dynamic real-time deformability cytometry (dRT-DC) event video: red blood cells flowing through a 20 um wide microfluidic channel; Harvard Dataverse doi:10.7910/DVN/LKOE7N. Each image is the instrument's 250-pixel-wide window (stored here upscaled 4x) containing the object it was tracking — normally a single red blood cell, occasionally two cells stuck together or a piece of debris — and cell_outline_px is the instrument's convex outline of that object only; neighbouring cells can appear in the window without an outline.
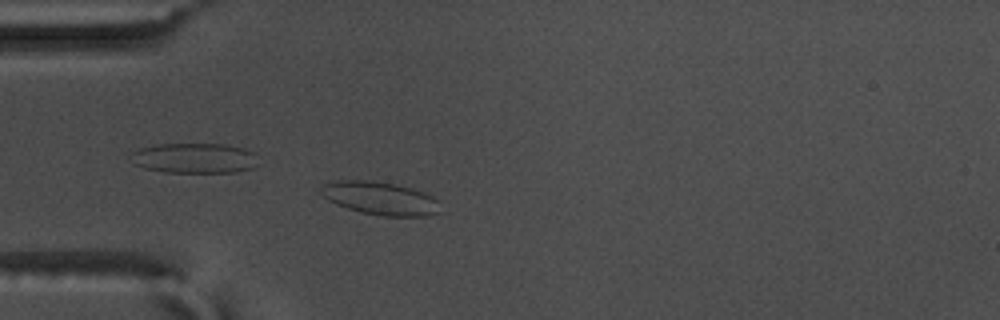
{"species": "common noctule bat (a hibernating species)", "species_latin": "Nyctalus noctula", "temperature_condition": "warm", "stored_images_in_passage": 51, "camera_frame_rate_fps": 3000, "um_per_image_px": 0.085, "animal": {"sex": "male", "body_mass_g": 17.5, "forearm_length_mm": 52.3}, "frame": {"image": 1, "passage_image": 11, "time_ms": 3.333, "image_size_px": [1000, 320], "cell_outline_px": [[440, 212], [428, 216], [380, 216], [360, 212], [336, 204], [328, 200], [320, 192], [324, 184], [336, 180], [372, 180], [396, 184], [412, 188], [432, 196], [436, 200]], "centroid_in_image_um": [32.3, 16.85], "position_along_channel_um": 52.7, "area_um2": 22.95}}
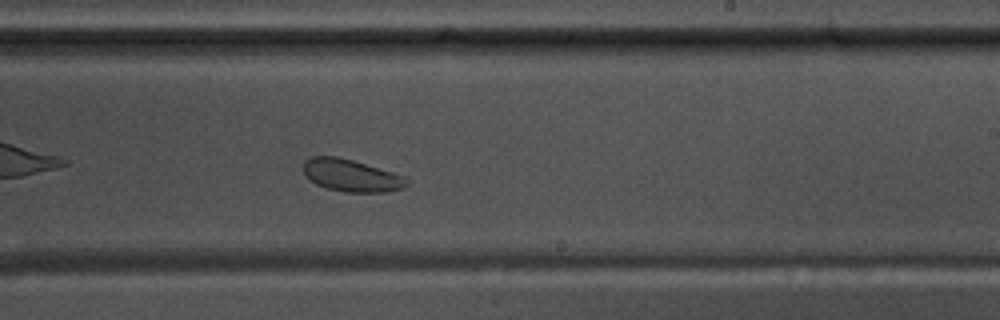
{"frame": {"image": 2, "passage_image": 29, "time_ms": 9.333, "image_size_px": [1000, 320], "cell_outline_px": [[408, 184], [404, 188], [384, 192], [348, 192], [324, 188], [308, 180], [304, 176], [304, 160], [312, 156], [336, 156], [352, 160], [408, 176]], "centroid_in_image_um": [29.86, 14.92], "position_along_channel_um": 259.1, "area_um2": 19.71}}
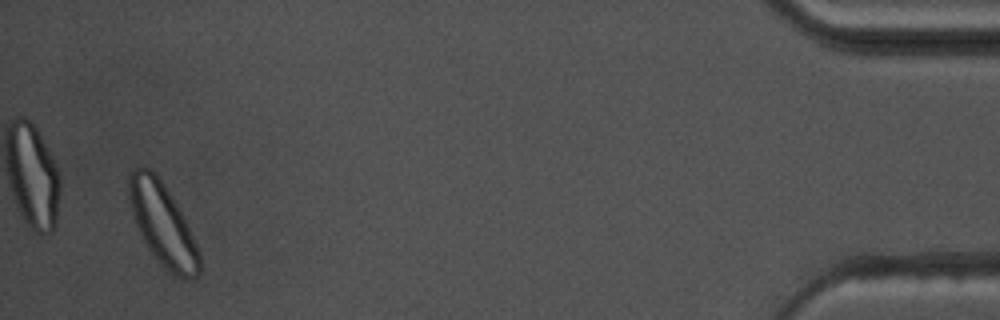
{"frame": {"image": 3, "passage_image": 49, "time_ms": 16.0, "image_size_px": [1000, 320], "cell_outline_px": [[200, 272], [196, 276], [176, 276], [160, 264], [148, 248], [136, 224], [128, 200], [128, 172], [136, 168], [148, 168], [160, 180], [176, 204], [196, 244], [200, 256]], "centroid_in_image_um": [13.78, 19.05], "position_along_channel_um": 421.4, "area_um2": 32.66}, "authors_computed_cell_mechanics": {"area_um2": 22.9466, "velocity_mm_per_s": 3.6162, "shape_relaxation_time_tau1_ms": 2.4854, "shape_relaxation_time_tau2_ms": null, "deformation_change_tau1": 0.0694, "deformation_change_tau2": null}}